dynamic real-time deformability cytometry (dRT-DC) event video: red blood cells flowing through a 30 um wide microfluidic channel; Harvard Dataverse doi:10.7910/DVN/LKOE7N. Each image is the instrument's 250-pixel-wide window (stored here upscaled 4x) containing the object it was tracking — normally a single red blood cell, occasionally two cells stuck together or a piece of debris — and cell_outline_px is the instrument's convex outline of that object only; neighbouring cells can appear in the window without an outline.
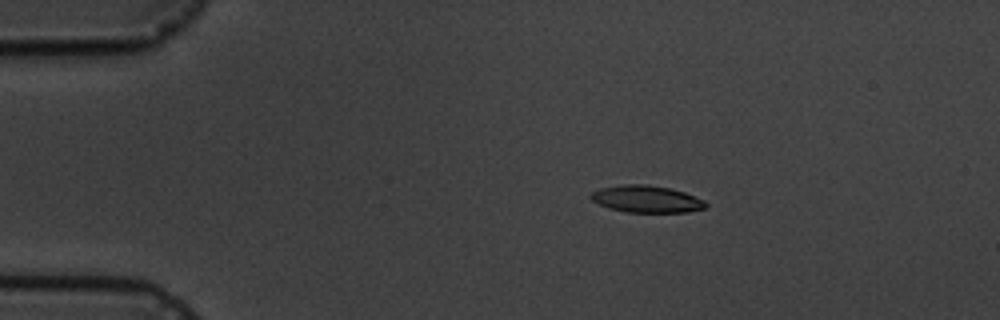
{"species": "common noctule bat (a hibernating species)", "species_latin": "Nyctalus noctula", "temperature_condition": "cold", "stored_images_in_passage": 8, "camera_frame_rate_fps": 3000, "um_per_image_px": 0.085, "animal": {"sex": "male", "body_mass_g": 19.5, "forearm_length_mm": 54.6}, "frame": {"image": 1, "passage_image": 4, "time_ms": 3.333, "image_size_px": [1000, 320], "cell_outline_px": [[708, 204], [704, 208], [688, 212], [624, 212], [608, 208], [592, 200], [588, 196], [592, 192], [600, 188], [624, 184], [648, 184], [668, 188], [684, 192], [704, 200]], "centroid_in_image_um": [54.93, 16.92], "position_along_channel_um": 30.1, "area_um2": 18.09}}
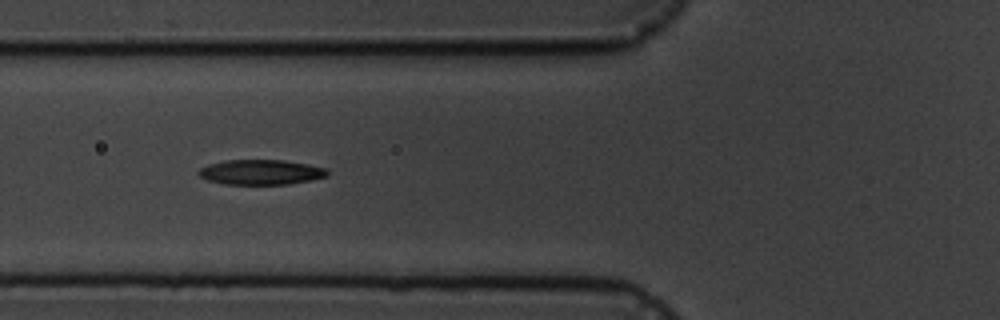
{"frame": {"image": 2, "passage_image": 7, "time_ms": 7.0, "image_size_px": [1000, 320], "cell_outline_px": [[328, 176], [312, 180], [288, 184], [224, 184], [208, 180], [200, 176], [196, 172], [200, 168], [208, 164], [224, 160], [284, 160], [308, 164], [328, 168]], "centroid_in_image_um": [22.19, 14.63], "position_along_channel_um": 103.6, "area_um2": 18.9}}
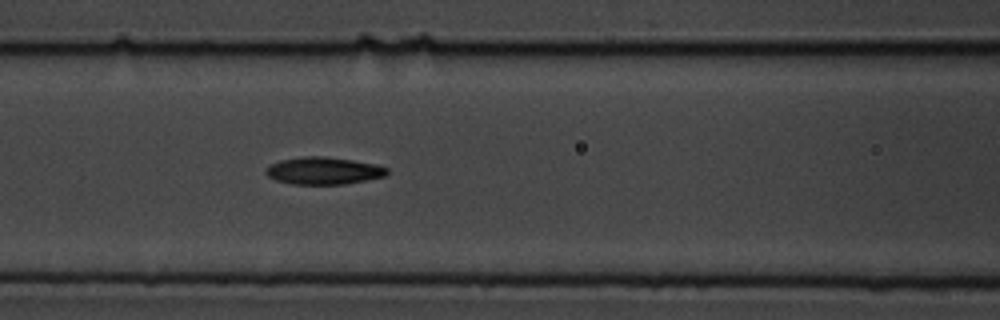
{"frame": {"image": 3, "passage_image": 8, "time_ms": 8.0, "image_size_px": [1000, 320], "cell_outline_px": [[388, 172], [384, 176], [344, 184], [292, 184], [276, 180], [268, 176], [264, 172], [268, 164], [280, 160], [304, 156], [324, 156], [352, 160], [376, 164], [388, 168]], "centroid_in_image_um": [27.46, 14.5], "position_along_channel_um": 139.1, "area_um2": 19.25}}